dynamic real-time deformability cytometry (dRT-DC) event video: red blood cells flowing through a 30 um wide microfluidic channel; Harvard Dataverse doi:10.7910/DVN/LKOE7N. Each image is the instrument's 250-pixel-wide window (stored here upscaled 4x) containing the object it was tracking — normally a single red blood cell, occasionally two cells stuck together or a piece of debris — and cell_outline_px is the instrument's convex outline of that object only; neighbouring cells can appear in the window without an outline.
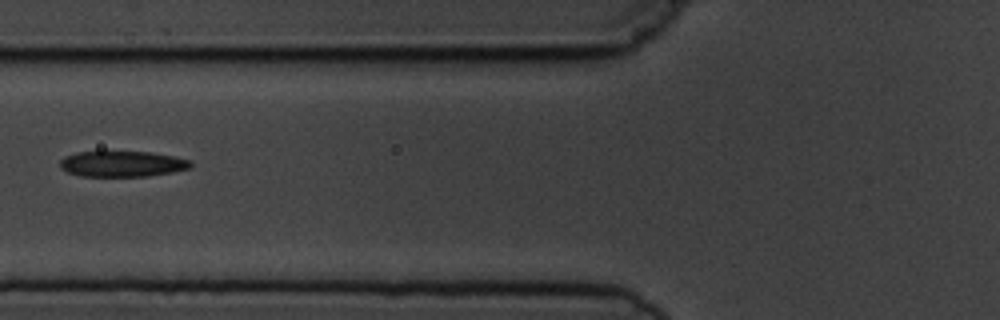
{"species": "common noctule bat (a hibernating species)", "species_latin": "Nyctalus noctula", "temperature_condition": "cold", "stored_images_in_passage": 3, "camera_frame_rate_fps": 3000, "um_per_image_px": 0.085, "animal": {"sex": "male", "body_mass_g": 19.5, "forearm_length_mm": 54.6}, "frame": {"image": 1, "passage_image": 3, "time_ms": 2.333, "image_size_px": [1000, 320], "cell_outline_px": [[192, 164], [188, 168], [172, 172], [148, 176], [80, 176], [68, 172], [60, 168], [60, 160], [64, 156], [76, 152], [152, 152], [192, 160]], "centroid_in_image_um": [10.37, 13.93], "position_along_channel_um": 115.4, "area_um2": 19.54}}